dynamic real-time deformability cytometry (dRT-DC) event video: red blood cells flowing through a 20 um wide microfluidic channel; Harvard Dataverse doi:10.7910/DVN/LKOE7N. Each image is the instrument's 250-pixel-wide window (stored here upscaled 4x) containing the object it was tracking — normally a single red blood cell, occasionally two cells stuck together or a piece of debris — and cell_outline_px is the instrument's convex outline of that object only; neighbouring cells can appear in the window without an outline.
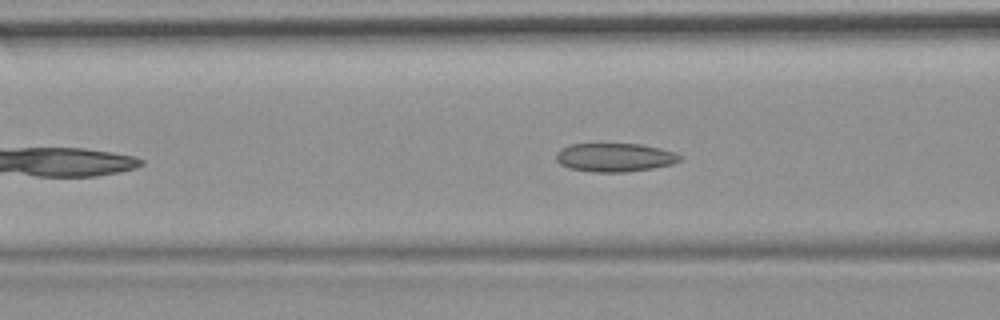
{"species": "common noctule bat (a hibernating species)", "species_latin": "Nyctalus noctula", "temperature_condition": "room temperature", "stored_images_in_passage": 35, "camera_frame_rate_fps": 3000, "um_per_image_px": 0.085, "animal": {"sex": "female", "body_mass_g": 19.9}, "frame": {"image": 1, "passage_image": 11, "time_ms": 3.333, "image_size_px": [1000, 320], "cell_outline_px": [[680, 160], [672, 164], [652, 168], [628, 172], [592, 172], [568, 168], [560, 164], [556, 160], [556, 152], [560, 148], [572, 144], [640, 144], [660, 148], [676, 152], [680, 156]], "centroid_in_image_um": [52.23, 13.38], "position_along_channel_um": 114.4, "area_um2": 20.69}}
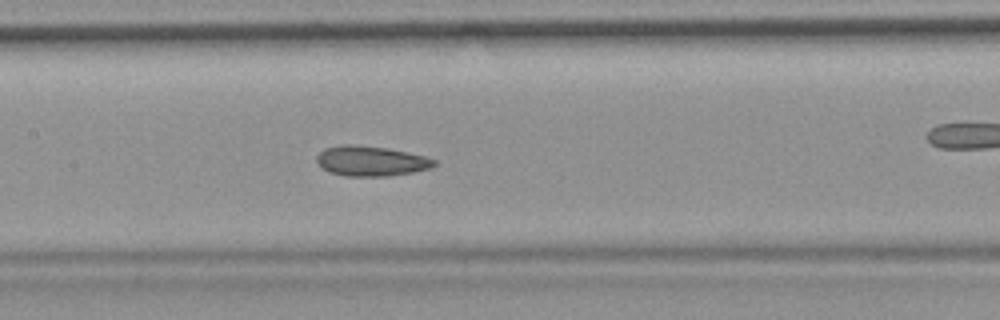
{"frame": {"image": 2, "passage_image": 16, "time_ms": 5.0, "image_size_px": [1000, 320], "cell_outline_px": [[436, 164], [432, 168], [412, 172], [388, 176], [344, 176], [328, 172], [316, 160], [316, 156], [324, 148], [340, 144], [352, 144], [388, 148], [424, 156], [436, 160]], "centroid_in_image_um": [31.52, 13.68], "position_along_channel_um": 175.9, "area_um2": 20.63}}
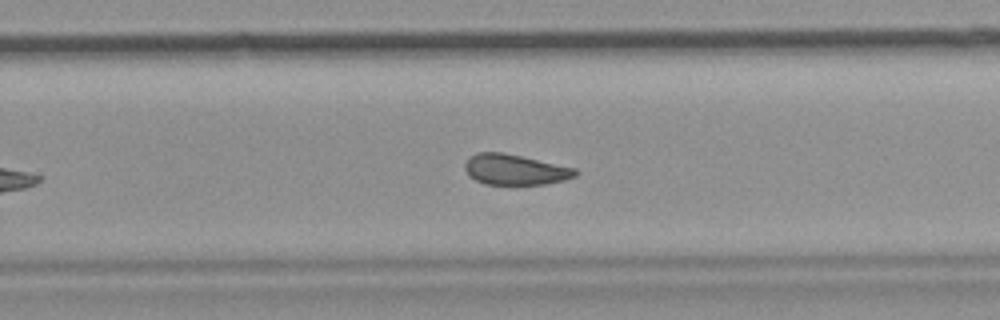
{"frame": {"image": 3, "passage_image": 25, "time_ms": 8.0, "image_size_px": [1000, 320], "cell_outline_px": [[580, 172], [576, 176], [564, 180], [544, 184], [484, 184], [468, 176], [464, 168], [464, 164], [476, 152], [500, 152], [520, 156], [576, 168]], "centroid_in_image_um": [43.78, 14.42], "position_along_channel_um": 286.0, "area_um2": 19.54}, "authors_computed_cell_mechanics": {"area_um2": 20.519, "velocity_mm_per_s": 3.6892, "shape_relaxation_time_tau1_ms": null, "shape_relaxation_time_tau2_ms": 2.1177, "deformation_change_tau1": null, "deformation_change_tau2": 0.0874}}